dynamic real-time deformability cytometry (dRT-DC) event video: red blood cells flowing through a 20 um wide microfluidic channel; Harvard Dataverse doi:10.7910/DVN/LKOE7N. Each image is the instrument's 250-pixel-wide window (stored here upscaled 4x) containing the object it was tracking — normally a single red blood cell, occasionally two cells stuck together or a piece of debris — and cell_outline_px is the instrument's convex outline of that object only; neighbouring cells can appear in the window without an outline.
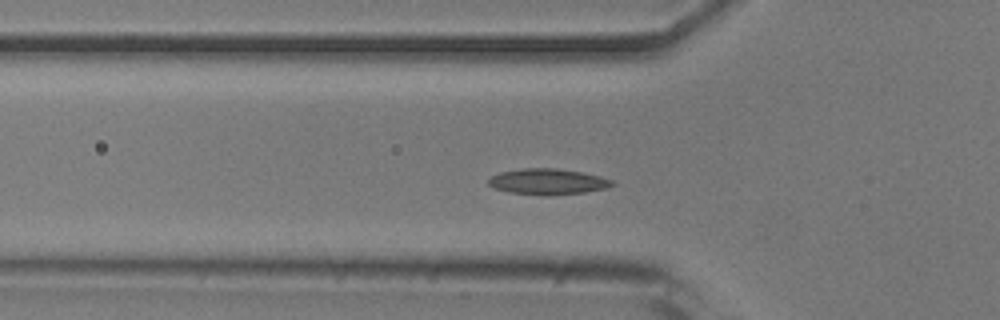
{"species": "common noctule bat (a hibernating species)", "species_latin": "Nyctalus noctula", "temperature_condition": "room temperature", "stored_images_in_passage": 51, "camera_frame_rate_fps": 3000, "um_per_image_px": 0.085, "animal": {"sex": "male", "body_mass_g": 20.5, "forearm_length_mm": 52.5}, "frame": {"image": 1, "passage_image": 15, "time_ms": 4.667, "image_size_px": [1000, 320], "cell_outline_px": [[616, 184], [608, 188], [584, 192], [508, 192], [496, 188], [488, 184], [488, 180], [492, 176], [500, 172], [524, 168], [556, 168], [580, 172], [600, 176], [616, 180]], "centroid_in_image_um": [46.63, 15.38], "position_along_channel_um": 79.2, "area_um2": 17.63}}
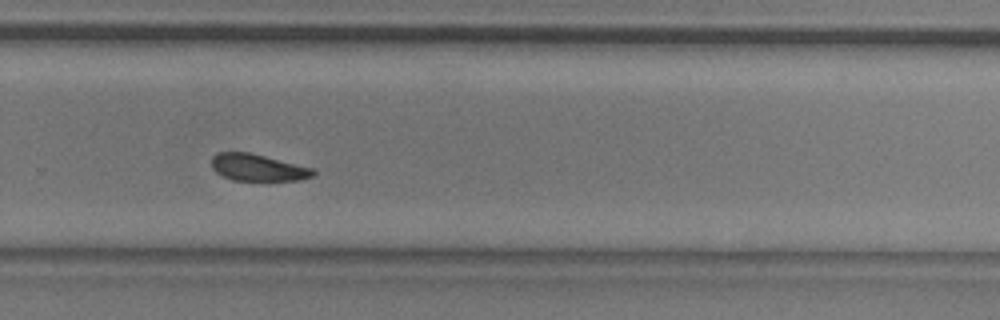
{"frame": {"image": 2, "passage_image": 33, "time_ms": 10.667, "image_size_px": [1000, 320], "cell_outline_px": [[316, 172], [312, 176], [300, 180], [232, 180], [216, 172], [212, 168], [212, 156], [216, 152], [248, 152], [312, 168]], "centroid_in_image_um": [21.88, 14.24], "position_along_channel_um": 307.9, "area_um2": 15.66}}
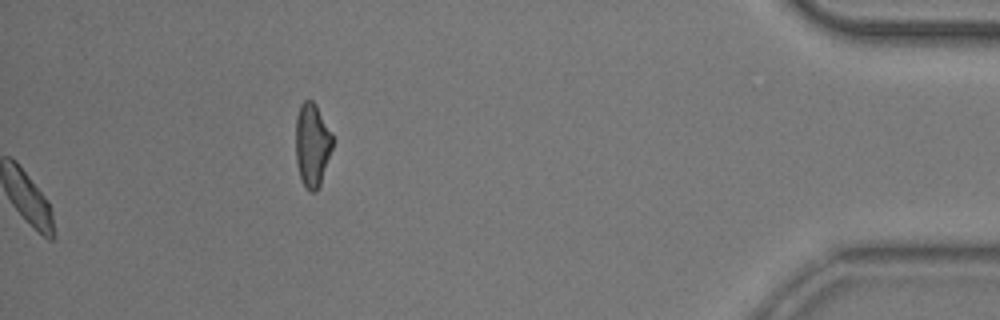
{"frame": {"image": 3, "passage_image": 51, "time_ms": 16.667, "image_size_px": [1000, 320], "cell_outline_px": [[332, 148], [320, 184], [316, 192], [312, 192], [304, 184], [300, 176], [296, 160], [296, 116], [300, 104], [304, 100], [312, 100], [316, 104], [332, 136]], "centroid_in_image_um": [26.52, 12.28], "position_along_channel_um": 408.7, "area_um2": 17.57}, "authors_computed_cell_mechanics": {"area_um2": 16.9932, "velocity_mm_per_s": 3.8057, "shape_relaxation_time_tau1_ms": 1.9093, "shape_relaxation_time_tau2_ms": 9.2356, "deformation_change_tau1": 0.0837, "deformation_change_tau2": 0.094}}